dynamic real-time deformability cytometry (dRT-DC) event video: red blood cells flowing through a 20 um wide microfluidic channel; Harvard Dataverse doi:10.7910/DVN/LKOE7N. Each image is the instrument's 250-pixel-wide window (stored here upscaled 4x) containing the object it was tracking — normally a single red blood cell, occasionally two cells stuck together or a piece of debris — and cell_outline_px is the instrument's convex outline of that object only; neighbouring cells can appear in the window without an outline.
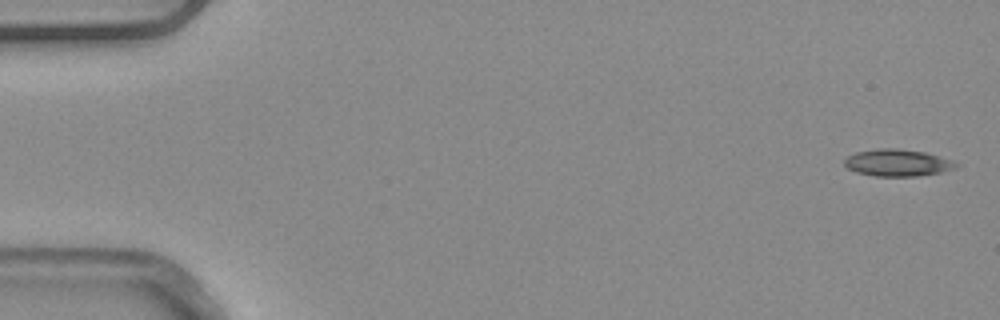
{"species": "common noctule bat (a hibernating species)", "species_latin": "Nyctalus noctula", "temperature_condition": "warm", "stored_images_in_passage": 5, "camera_frame_rate_fps": 3000, "um_per_image_px": 0.085, "animal": {"sex": "male", "body_mass_g": 20.4}, "frame": {"image": 1, "passage_image": 1, "time_ms": 0.0, "image_size_px": [1000, 320], "cell_outline_px": [[960, 164], [956, 168], [940, 172], [916, 176], [876, 176], [856, 172], [848, 168], [844, 164], [844, 160], [848, 156], [856, 152], [880, 148], [896, 148], [924, 152], [952, 160]], "centroid_in_image_um": [76.29, 13.83], "position_along_channel_um": 8.7, "area_um2": 17.4}}
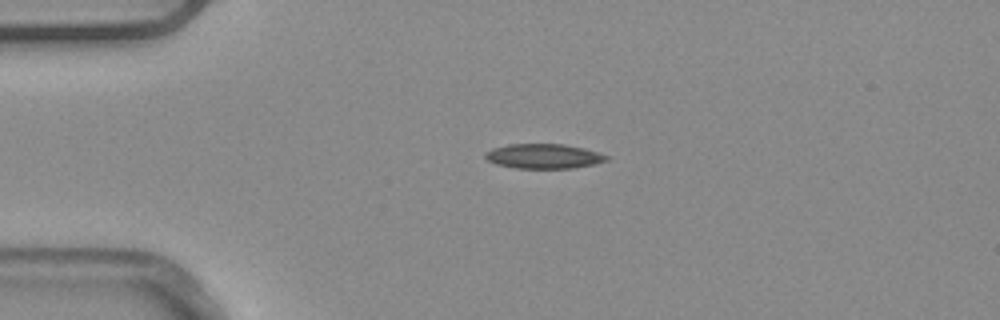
{"frame": {"image": 2, "passage_image": 4, "time_ms": 1.0, "image_size_px": [1000, 320], "cell_outline_px": [[608, 160], [592, 164], [572, 168], [516, 168], [496, 164], [488, 160], [484, 156], [484, 152], [492, 148], [508, 144], [564, 144], [584, 148], [608, 156]], "centroid_in_image_um": [46.16, 13.27], "position_along_channel_um": 38.8, "area_um2": 17.34}}